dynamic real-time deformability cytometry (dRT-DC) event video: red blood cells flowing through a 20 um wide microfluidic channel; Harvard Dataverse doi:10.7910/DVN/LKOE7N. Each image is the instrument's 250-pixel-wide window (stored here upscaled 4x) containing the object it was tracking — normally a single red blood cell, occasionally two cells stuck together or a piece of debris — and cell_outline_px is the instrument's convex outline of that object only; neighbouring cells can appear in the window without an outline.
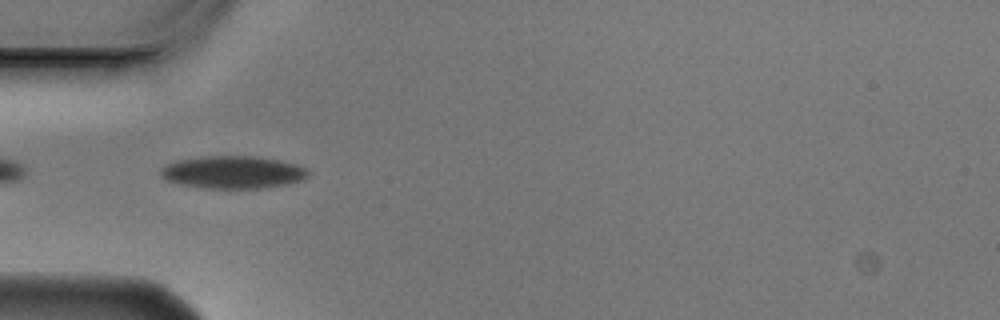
{"species": "Egyptian fruit bat (a non-hibernating species)", "species_latin": "Rousettus aegyptiacus", "temperature_condition": "cold", "stored_images_in_passage": 8, "camera_frame_rate_fps": 3000, "um_per_image_px": 0.085, "animal": {"sex": "male"}, "frame": {"image": 1, "passage_image": 5, "time_ms": 1.333, "image_size_px": [1000, 320], "cell_outline_px": [[308, 176], [304, 180], [288, 184], [260, 188], [204, 188], [180, 184], [168, 180], [160, 176], [160, 168], [168, 164], [180, 160], [204, 156], [256, 156], [280, 160], [296, 164], [304, 168], [308, 172]], "centroid_in_image_um": [19.81, 14.64], "position_along_channel_um": 65.2, "area_um2": 27.92}}
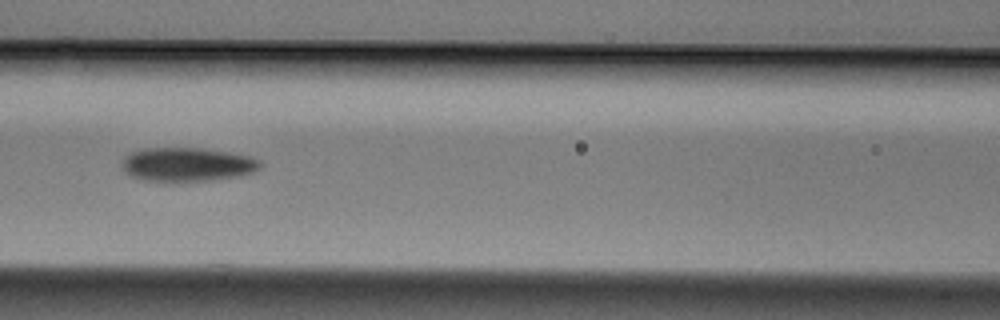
{"frame": {"image": 2, "passage_image": 7, "time_ms": 2.0, "image_size_px": [1000, 320], "cell_outline_px": [[264, 164], [260, 168], [252, 172], [240, 176], [212, 180], [144, 180], [132, 176], [124, 172], [120, 164], [124, 156], [132, 152], [144, 148], [204, 148], [228, 152], [248, 156], [260, 160]], "centroid_in_image_um": [15.91, 13.96], "position_along_channel_um": 150.7, "area_um2": 27.17}}
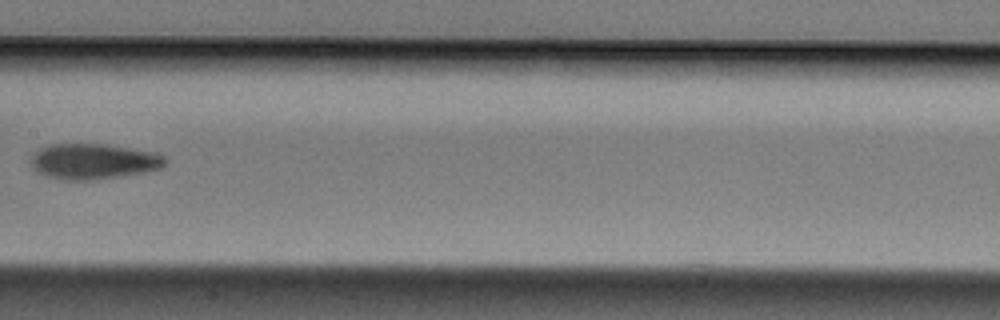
{"frame": {"image": 3, "passage_image": 8, "time_ms": 2.333, "image_size_px": [1000, 320], "cell_outline_px": [[168, 160], [160, 168], [144, 172], [96, 180], [64, 180], [48, 176], [36, 172], [32, 164], [32, 156], [40, 148], [48, 144], [104, 144], [160, 152]], "centroid_in_image_um": [7.98, 13.71], "position_along_channel_um": 199.4, "area_um2": 27.92}}